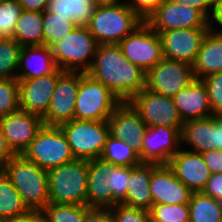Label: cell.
Returning <instances> with one entry per match:
<instances>
[{
    "mask_svg": "<svg viewBox=\"0 0 222 222\" xmlns=\"http://www.w3.org/2000/svg\"><path fill=\"white\" fill-rule=\"evenodd\" d=\"M209 29H174L160 32L163 57L192 65Z\"/></svg>",
    "mask_w": 222,
    "mask_h": 222,
    "instance_id": "obj_18",
    "label": "cell"
},
{
    "mask_svg": "<svg viewBox=\"0 0 222 222\" xmlns=\"http://www.w3.org/2000/svg\"><path fill=\"white\" fill-rule=\"evenodd\" d=\"M49 203L87 206L88 160L74 159L47 171Z\"/></svg>",
    "mask_w": 222,
    "mask_h": 222,
    "instance_id": "obj_4",
    "label": "cell"
},
{
    "mask_svg": "<svg viewBox=\"0 0 222 222\" xmlns=\"http://www.w3.org/2000/svg\"><path fill=\"white\" fill-rule=\"evenodd\" d=\"M26 11L44 12L47 9L48 0H17Z\"/></svg>",
    "mask_w": 222,
    "mask_h": 222,
    "instance_id": "obj_49",
    "label": "cell"
},
{
    "mask_svg": "<svg viewBox=\"0 0 222 222\" xmlns=\"http://www.w3.org/2000/svg\"><path fill=\"white\" fill-rule=\"evenodd\" d=\"M84 222H113L111 209L86 206Z\"/></svg>",
    "mask_w": 222,
    "mask_h": 222,
    "instance_id": "obj_42",
    "label": "cell"
},
{
    "mask_svg": "<svg viewBox=\"0 0 222 222\" xmlns=\"http://www.w3.org/2000/svg\"><path fill=\"white\" fill-rule=\"evenodd\" d=\"M4 173L28 209L43 210L49 203L47 170L23 155H15L4 165Z\"/></svg>",
    "mask_w": 222,
    "mask_h": 222,
    "instance_id": "obj_2",
    "label": "cell"
},
{
    "mask_svg": "<svg viewBox=\"0 0 222 222\" xmlns=\"http://www.w3.org/2000/svg\"><path fill=\"white\" fill-rule=\"evenodd\" d=\"M57 69L53 53L46 45L22 47L16 79L39 78Z\"/></svg>",
    "mask_w": 222,
    "mask_h": 222,
    "instance_id": "obj_23",
    "label": "cell"
},
{
    "mask_svg": "<svg viewBox=\"0 0 222 222\" xmlns=\"http://www.w3.org/2000/svg\"><path fill=\"white\" fill-rule=\"evenodd\" d=\"M210 28L222 35V0H215L214 14L210 20Z\"/></svg>",
    "mask_w": 222,
    "mask_h": 222,
    "instance_id": "obj_47",
    "label": "cell"
},
{
    "mask_svg": "<svg viewBox=\"0 0 222 222\" xmlns=\"http://www.w3.org/2000/svg\"><path fill=\"white\" fill-rule=\"evenodd\" d=\"M180 135L182 148L198 153L217 150L215 115L184 122Z\"/></svg>",
    "mask_w": 222,
    "mask_h": 222,
    "instance_id": "obj_24",
    "label": "cell"
},
{
    "mask_svg": "<svg viewBox=\"0 0 222 222\" xmlns=\"http://www.w3.org/2000/svg\"><path fill=\"white\" fill-rule=\"evenodd\" d=\"M151 163L130 166L127 195L121 202L124 205L150 210L153 199L150 192Z\"/></svg>",
    "mask_w": 222,
    "mask_h": 222,
    "instance_id": "obj_26",
    "label": "cell"
},
{
    "mask_svg": "<svg viewBox=\"0 0 222 222\" xmlns=\"http://www.w3.org/2000/svg\"><path fill=\"white\" fill-rule=\"evenodd\" d=\"M21 48L13 38L0 40V79H16Z\"/></svg>",
    "mask_w": 222,
    "mask_h": 222,
    "instance_id": "obj_33",
    "label": "cell"
},
{
    "mask_svg": "<svg viewBox=\"0 0 222 222\" xmlns=\"http://www.w3.org/2000/svg\"><path fill=\"white\" fill-rule=\"evenodd\" d=\"M194 79L192 65L162 58L145 73V89L173 97Z\"/></svg>",
    "mask_w": 222,
    "mask_h": 222,
    "instance_id": "obj_12",
    "label": "cell"
},
{
    "mask_svg": "<svg viewBox=\"0 0 222 222\" xmlns=\"http://www.w3.org/2000/svg\"><path fill=\"white\" fill-rule=\"evenodd\" d=\"M178 4H184L201 11L209 20L214 14L215 0H171Z\"/></svg>",
    "mask_w": 222,
    "mask_h": 222,
    "instance_id": "obj_44",
    "label": "cell"
},
{
    "mask_svg": "<svg viewBox=\"0 0 222 222\" xmlns=\"http://www.w3.org/2000/svg\"><path fill=\"white\" fill-rule=\"evenodd\" d=\"M42 211L47 222H84L86 206L48 203Z\"/></svg>",
    "mask_w": 222,
    "mask_h": 222,
    "instance_id": "obj_34",
    "label": "cell"
},
{
    "mask_svg": "<svg viewBox=\"0 0 222 222\" xmlns=\"http://www.w3.org/2000/svg\"><path fill=\"white\" fill-rule=\"evenodd\" d=\"M130 178V166L115 165L109 174V189L113 194V207L121 203L127 195Z\"/></svg>",
    "mask_w": 222,
    "mask_h": 222,
    "instance_id": "obj_38",
    "label": "cell"
},
{
    "mask_svg": "<svg viewBox=\"0 0 222 222\" xmlns=\"http://www.w3.org/2000/svg\"><path fill=\"white\" fill-rule=\"evenodd\" d=\"M19 109L18 80L15 78L0 79V118Z\"/></svg>",
    "mask_w": 222,
    "mask_h": 222,
    "instance_id": "obj_36",
    "label": "cell"
},
{
    "mask_svg": "<svg viewBox=\"0 0 222 222\" xmlns=\"http://www.w3.org/2000/svg\"><path fill=\"white\" fill-rule=\"evenodd\" d=\"M201 155L211 174L222 173V150H208Z\"/></svg>",
    "mask_w": 222,
    "mask_h": 222,
    "instance_id": "obj_45",
    "label": "cell"
},
{
    "mask_svg": "<svg viewBox=\"0 0 222 222\" xmlns=\"http://www.w3.org/2000/svg\"><path fill=\"white\" fill-rule=\"evenodd\" d=\"M77 25L66 17L55 16L53 12H43L44 45L50 47L73 31Z\"/></svg>",
    "mask_w": 222,
    "mask_h": 222,
    "instance_id": "obj_32",
    "label": "cell"
},
{
    "mask_svg": "<svg viewBox=\"0 0 222 222\" xmlns=\"http://www.w3.org/2000/svg\"><path fill=\"white\" fill-rule=\"evenodd\" d=\"M107 122L109 134L127 142L141 159L143 138L147 126L132 104L129 101L121 102Z\"/></svg>",
    "mask_w": 222,
    "mask_h": 222,
    "instance_id": "obj_17",
    "label": "cell"
},
{
    "mask_svg": "<svg viewBox=\"0 0 222 222\" xmlns=\"http://www.w3.org/2000/svg\"><path fill=\"white\" fill-rule=\"evenodd\" d=\"M15 155L16 154L11 150L0 127V164L4 167L7 161Z\"/></svg>",
    "mask_w": 222,
    "mask_h": 222,
    "instance_id": "obj_48",
    "label": "cell"
},
{
    "mask_svg": "<svg viewBox=\"0 0 222 222\" xmlns=\"http://www.w3.org/2000/svg\"><path fill=\"white\" fill-rule=\"evenodd\" d=\"M80 81L81 71H64L58 77L49 109L42 117L44 125L59 126L74 119L76 96Z\"/></svg>",
    "mask_w": 222,
    "mask_h": 222,
    "instance_id": "obj_13",
    "label": "cell"
},
{
    "mask_svg": "<svg viewBox=\"0 0 222 222\" xmlns=\"http://www.w3.org/2000/svg\"><path fill=\"white\" fill-rule=\"evenodd\" d=\"M121 101L102 83L81 71L74 119L107 121Z\"/></svg>",
    "mask_w": 222,
    "mask_h": 222,
    "instance_id": "obj_6",
    "label": "cell"
},
{
    "mask_svg": "<svg viewBox=\"0 0 222 222\" xmlns=\"http://www.w3.org/2000/svg\"><path fill=\"white\" fill-rule=\"evenodd\" d=\"M12 38L22 47L44 45L43 12L23 10Z\"/></svg>",
    "mask_w": 222,
    "mask_h": 222,
    "instance_id": "obj_27",
    "label": "cell"
},
{
    "mask_svg": "<svg viewBox=\"0 0 222 222\" xmlns=\"http://www.w3.org/2000/svg\"><path fill=\"white\" fill-rule=\"evenodd\" d=\"M181 148L180 131L175 127H146L141 151L142 163L168 164Z\"/></svg>",
    "mask_w": 222,
    "mask_h": 222,
    "instance_id": "obj_15",
    "label": "cell"
},
{
    "mask_svg": "<svg viewBox=\"0 0 222 222\" xmlns=\"http://www.w3.org/2000/svg\"><path fill=\"white\" fill-rule=\"evenodd\" d=\"M189 205V222H222L220 201L202 192H193Z\"/></svg>",
    "mask_w": 222,
    "mask_h": 222,
    "instance_id": "obj_29",
    "label": "cell"
},
{
    "mask_svg": "<svg viewBox=\"0 0 222 222\" xmlns=\"http://www.w3.org/2000/svg\"><path fill=\"white\" fill-rule=\"evenodd\" d=\"M203 194L212 197L215 200L222 199V173L211 174L205 188L202 191Z\"/></svg>",
    "mask_w": 222,
    "mask_h": 222,
    "instance_id": "obj_43",
    "label": "cell"
},
{
    "mask_svg": "<svg viewBox=\"0 0 222 222\" xmlns=\"http://www.w3.org/2000/svg\"><path fill=\"white\" fill-rule=\"evenodd\" d=\"M115 165L101 157L88 161L87 206L113 207V194L109 189V174Z\"/></svg>",
    "mask_w": 222,
    "mask_h": 222,
    "instance_id": "obj_22",
    "label": "cell"
},
{
    "mask_svg": "<svg viewBox=\"0 0 222 222\" xmlns=\"http://www.w3.org/2000/svg\"><path fill=\"white\" fill-rule=\"evenodd\" d=\"M118 45L126 59L137 65L144 73L164 58L159 34L145 21Z\"/></svg>",
    "mask_w": 222,
    "mask_h": 222,
    "instance_id": "obj_9",
    "label": "cell"
},
{
    "mask_svg": "<svg viewBox=\"0 0 222 222\" xmlns=\"http://www.w3.org/2000/svg\"><path fill=\"white\" fill-rule=\"evenodd\" d=\"M98 6L100 5H111L115 4L121 0H93Z\"/></svg>",
    "mask_w": 222,
    "mask_h": 222,
    "instance_id": "obj_51",
    "label": "cell"
},
{
    "mask_svg": "<svg viewBox=\"0 0 222 222\" xmlns=\"http://www.w3.org/2000/svg\"><path fill=\"white\" fill-rule=\"evenodd\" d=\"M28 207L21 195L3 172L0 175V219H7L25 213Z\"/></svg>",
    "mask_w": 222,
    "mask_h": 222,
    "instance_id": "obj_31",
    "label": "cell"
},
{
    "mask_svg": "<svg viewBox=\"0 0 222 222\" xmlns=\"http://www.w3.org/2000/svg\"><path fill=\"white\" fill-rule=\"evenodd\" d=\"M215 123L217 149L222 150V115H215Z\"/></svg>",
    "mask_w": 222,
    "mask_h": 222,
    "instance_id": "obj_50",
    "label": "cell"
},
{
    "mask_svg": "<svg viewBox=\"0 0 222 222\" xmlns=\"http://www.w3.org/2000/svg\"><path fill=\"white\" fill-rule=\"evenodd\" d=\"M172 99L183 123L213 116L207 87L202 80L194 79L178 91Z\"/></svg>",
    "mask_w": 222,
    "mask_h": 222,
    "instance_id": "obj_21",
    "label": "cell"
},
{
    "mask_svg": "<svg viewBox=\"0 0 222 222\" xmlns=\"http://www.w3.org/2000/svg\"><path fill=\"white\" fill-rule=\"evenodd\" d=\"M86 73L121 102L130 101L145 88V73L126 59L118 44H99Z\"/></svg>",
    "mask_w": 222,
    "mask_h": 222,
    "instance_id": "obj_1",
    "label": "cell"
},
{
    "mask_svg": "<svg viewBox=\"0 0 222 222\" xmlns=\"http://www.w3.org/2000/svg\"><path fill=\"white\" fill-rule=\"evenodd\" d=\"M98 45L87 26H77L49 48L58 69L86 73L92 64Z\"/></svg>",
    "mask_w": 222,
    "mask_h": 222,
    "instance_id": "obj_5",
    "label": "cell"
},
{
    "mask_svg": "<svg viewBox=\"0 0 222 222\" xmlns=\"http://www.w3.org/2000/svg\"><path fill=\"white\" fill-rule=\"evenodd\" d=\"M63 72V70L57 68L49 75L18 80L20 109L43 117L49 109L58 77Z\"/></svg>",
    "mask_w": 222,
    "mask_h": 222,
    "instance_id": "obj_16",
    "label": "cell"
},
{
    "mask_svg": "<svg viewBox=\"0 0 222 222\" xmlns=\"http://www.w3.org/2000/svg\"><path fill=\"white\" fill-rule=\"evenodd\" d=\"M44 125L41 116L19 109L0 118V127L11 150L22 155Z\"/></svg>",
    "mask_w": 222,
    "mask_h": 222,
    "instance_id": "obj_14",
    "label": "cell"
},
{
    "mask_svg": "<svg viewBox=\"0 0 222 222\" xmlns=\"http://www.w3.org/2000/svg\"><path fill=\"white\" fill-rule=\"evenodd\" d=\"M4 222H47L42 210L29 209L25 213L16 215L7 219Z\"/></svg>",
    "mask_w": 222,
    "mask_h": 222,
    "instance_id": "obj_46",
    "label": "cell"
},
{
    "mask_svg": "<svg viewBox=\"0 0 222 222\" xmlns=\"http://www.w3.org/2000/svg\"><path fill=\"white\" fill-rule=\"evenodd\" d=\"M129 102L139 112L147 127L163 125L175 127L181 132L183 121L172 97L144 88Z\"/></svg>",
    "mask_w": 222,
    "mask_h": 222,
    "instance_id": "obj_11",
    "label": "cell"
},
{
    "mask_svg": "<svg viewBox=\"0 0 222 222\" xmlns=\"http://www.w3.org/2000/svg\"><path fill=\"white\" fill-rule=\"evenodd\" d=\"M143 20L121 0L111 5L97 6L86 25L98 44H119Z\"/></svg>",
    "mask_w": 222,
    "mask_h": 222,
    "instance_id": "obj_3",
    "label": "cell"
},
{
    "mask_svg": "<svg viewBox=\"0 0 222 222\" xmlns=\"http://www.w3.org/2000/svg\"><path fill=\"white\" fill-rule=\"evenodd\" d=\"M22 155L47 171L75 159L62 129L47 125L42 126Z\"/></svg>",
    "mask_w": 222,
    "mask_h": 222,
    "instance_id": "obj_7",
    "label": "cell"
},
{
    "mask_svg": "<svg viewBox=\"0 0 222 222\" xmlns=\"http://www.w3.org/2000/svg\"><path fill=\"white\" fill-rule=\"evenodd\" d=\"M100 157L117 166H136L142 163L139 155L127 142L110 134Z\"/></svg>",
    "mask_w": 222,
    "mask_h": 222,
    "instance_id": "obj_30",
    "label": "cell"
},
{
    "mask_svg": "<svg viewBox=\"0 0 222 222\" xmlns=\"http://www.w3.org/2000/svg\"><path fill=\"white\" fill-rule=\"evenodd\" d=\"M62 129L75 159L92 160L101 156L109 135L107 121L77 120L62 123Z\"/></svg>",
    "mask_w": 222,
    "mask_h": 222,
    "instance_id": "obj_8",
    "label": "cell"
},
{
    "mask_svg": "<svg viewBox=\"0 0 222 222\" xmlns=\"http://www.w3.org/2000/svg\"><path fill=\"white\" fill-rule=\"evenodd\" d=\"M23 12L17 0L0 1V34L3 38H12L17 20Z\"/></svg>",
    "mask_w": 222,
    "mask_h": 222,
    "instance_id": "obj_37",
    "label": "cell"
},
{
    "mask_svg": "<svg viewBox=\"0 0 222 222\" xmlns=\"http://www.w3.org/2000/svg\"><path fill=\"white\" fill-rule=\"evenodd\" d=\"M149 186L153 204H185L193 194L167 164L151 163Z\"/></svg>",
    "mask_w": 222,
    "mask_h": 222,
    "instance_id": "obj_19",
    "label": "cell"
},
{
    "mask_svg": "<svg viewBox=\"0 0 222 222\" xmlns=\"http://www.w3.org/2000/svg\"><path fill=\"white\" fill-rule=\"evenodd\" d=\"M222 71V35L211 28L203 38L200 50L192 64L195 79L203 78Z\"/></svg>",
    "mask_w": 222,
    "mask_h": 222,
    "instance_id": "obj_25",
    "label": "cell"
},
{
    "mask_svg": "<svg viewBox=\"0 0 222 222\" xmlns=\"http://www.w3.org/2000/svg\"><path fill=\"white\" fill-rule=\"evenodd\" d=\"M192 192H202L211 175L201 153L180 148L167 164Z\"/></svg>",
    "mask_w": 222,
    "mask_h": 222,
    "instance_id": "obj_20",
    "label": "cell"
},
{
    "mask_svg": "<svg viewBox=\"0 0 222 222\" xmlns=\"http://www.w3.org/2000/svg\"><path fill=\"white\" fill-rule=\"evenodd\" d=\"M126 4L143 20L146 21L163 0H124Z\"/></svg>",
    "mask_w": 222,
    "mask_h": 222,
    "instance_id": "obj_41",
    "label": "cell"
},
{
    "mask_svg": "<svg viewBox=\"0 0 222 222\" xmlns=\"http://www.w3.org/2000/svg\"><path fill=\"white\" fill-rule=\"evenodd\" d=\"M97 6L93 0H48L46 11L66 17L77 26H86Z\"/></svg>",
    "mask_w": 222,
    "mask_h": 222,
    "instance_id": "obj_28",
    "label": "cell"
},
{
    "mask_svg": "<svg viewBox=\"0 0 222 222\" xmlns=\"http://www.w3.org/2000/svg\"><path fill=\"white\" fill-rule=\"evenodd\" d=\"M150 219L155 222H189V205L153 204Z\"/></svg>",
    "mask_w": 222,
    "mask_h": 222,
    "instance_id": "obj_35",
    "label": "cell"
},
{
    "mask_svg": "<svg viewBox=\"0 0 222 222\" xmlns=\"http://www.w3.org/2000/svg\"><path fill=\"white\" fill-rule=\"evenodd\" d=\"M208 91L209 104L213 115H222V71L202 79Z\"/></svg>",
    "mask_w": 222,
    "mask_h": 222,
    "instance_id": "obj_39",
    "label": "cell"
},
{
    "mask_svg": "<svg viewBox=\"0 0 222 222\" xmlns=\"http://www.w3.org/2000/svg\"><path fill=\"white\" fill-rule=\"evenodd\" d=\"M4 172V167L0 164V175Z\"/></svg>",
    "mask_w": 222,
    "mask_h": 222,
    "instance_id": "obj_52",
    "label": "cell"
},
{
    "mask_svg": "<svg viewBox=\"0 0 222 222\" xmlns=\"http://www.w3.org/2000/svg\"><path fill=\"white\" fill-rule=\"evenodd\" d=\"M158 34L174 29L210 28V20L199 10L163 0L145 21Z\"/></svg>",
    "mask_w": 222,
    "mask_h": 222,
    "instance_id": "obj_10",
    "label": "cell"
},
{
    "mask_svg": "<svg viewBox=\"0 0 222 222\" xmlns=\"http://www.w3.org/2000/svg\"><path fill=\"white\" fill-rule=\"evenodd\" d=\"M113 222H150V212L146 209L135 208L117 203L111 207Z\"/></svg>",
    "mask_w": 222,
    "mask_h": 222,
    "instance_id": "obj_40",
    "label": "cell"
}]
</instances>
